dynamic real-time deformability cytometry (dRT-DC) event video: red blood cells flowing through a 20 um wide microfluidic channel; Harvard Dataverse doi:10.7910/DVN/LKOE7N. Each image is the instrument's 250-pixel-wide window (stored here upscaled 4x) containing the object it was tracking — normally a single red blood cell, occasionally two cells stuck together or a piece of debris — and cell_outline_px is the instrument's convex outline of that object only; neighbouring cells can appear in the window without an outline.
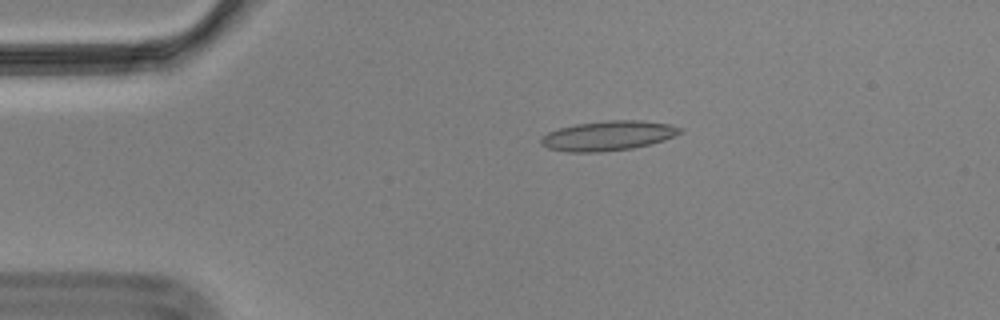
{"species": "Egyptian fruit bat (a non-hibernating species)", "species_latin": "Rousettus aegyptiacus", "temperature_condition": "cold", "stored_images_in_passage": 46, "camera_frame_rate_fps": 3000, "um_per_image_px": 0.085, "animal": {"sex": "male"}, "frame": {"image": 1, "passage_image": 1, "time_ms": 0.0, "image_size_px": [1000, 320], "cell_outline_px": [[684, 128], [680, 132], [664, 140], [652, 144], [632, 148], [600, 152], [568, 152], [548, 148], [540, 144], [540, 140], [548, 132], [560, 128], [576, 124], [608, 120], [640, 120], [668, 124]], "centroid_in_image_um": [51.68, 11.54], "position_along_channel_um": 33.3, "area_um2": 23.93}}
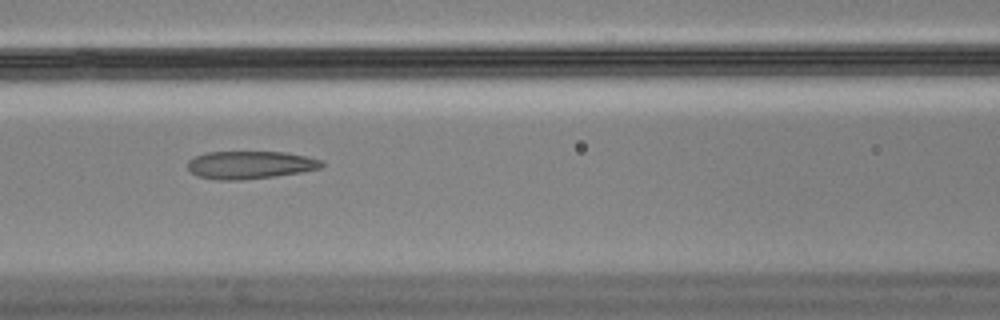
{"frame": {"image": 2, "passage_image": 14, "time_ms": 4.333, "image_size_px": [1000, 320], "cell_outline_px": [[324, 164], [320, 168], [300, 172], [272, 176], [240, 180], [216, 180], [196, 176], [188, 168], [188, 160], [196, 156], [208, 152], [284, 152], [304, 156], [320, 160]], "centroid_in_image_um": [21.21, 14.02], "position_along_channel_um": 145.4, "area_um2": 21.44}}
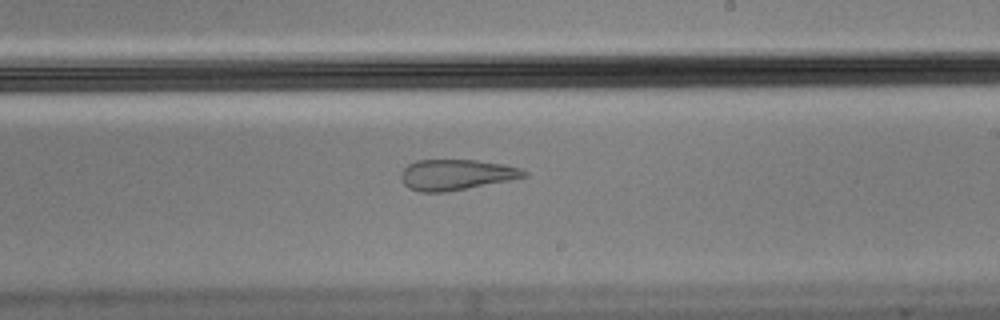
{"frame": {"image": 3, "passage_image": 23, "time_ms": 7.333, "image_size_px": [1000, 320], "cell_outline_px": [[528, 176], [448, 192], [420, 192], [408, 188], [404, 184], [400, 176], [400, 172], [408, 164], [416, 160], [476, 160], [504, 164], [520, 168], [528, 172]], "centroid_in_image_um": [38.75, 14.85], "position_along_channel_um": 250.3, "area_um2": 22.02}, "authors_computed_cell_mechanics": {"area_um2": 23.8425, "velocity_mm_per_s": 3.5039, "shape_relaxation_time_tau1_ms": null, "shape_relaxation_time_tau2_ms": 2.4727, "deformation_change_tau1": null, "deformation_change_tau2": 0.1138}}